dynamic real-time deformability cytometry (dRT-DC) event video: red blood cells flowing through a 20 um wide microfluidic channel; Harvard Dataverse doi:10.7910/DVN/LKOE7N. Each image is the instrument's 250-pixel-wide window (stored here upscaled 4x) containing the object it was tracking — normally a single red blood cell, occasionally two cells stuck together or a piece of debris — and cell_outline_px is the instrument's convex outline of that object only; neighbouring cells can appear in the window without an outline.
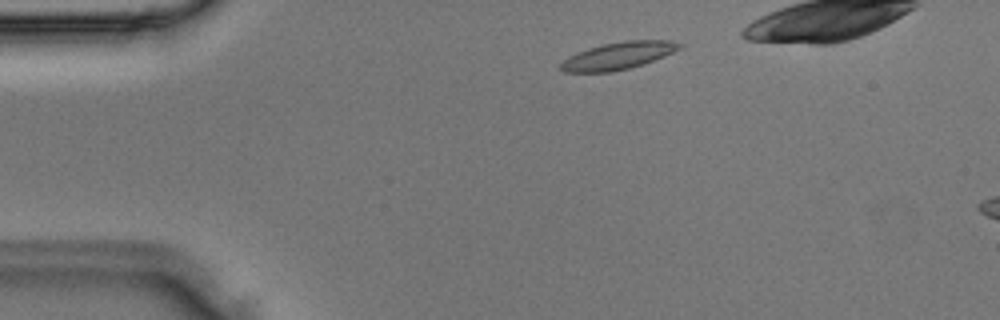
{"species": "Egyptian fruit bat (a non-hibernating species)", "species_latin": "Rousettus aegyptiacus", "temperature_condition": "room temperature", "stored_images_in_passage": 3, "camera_frame_rate_fps": 3000, "um_per_image_px": 0.085, "animal": {"sex": "male"}, "frame": {"image": 1, "passage_image": 1, "time_ms": 0.0, "image_size_px": [1000, 320], "cell_outline_px": [[684, 44], [680, 48], [664, 56], [644, 64], [612, 72], [564, 72], [560, 68], [560, 64], [568, 56], [588, 48], [604, 44], [624, 40], [668, 40]], "centroid_in_image_um": [52.54, 4.73], "position_along_channel_um": 32.5, "area_um2": 18.79}}